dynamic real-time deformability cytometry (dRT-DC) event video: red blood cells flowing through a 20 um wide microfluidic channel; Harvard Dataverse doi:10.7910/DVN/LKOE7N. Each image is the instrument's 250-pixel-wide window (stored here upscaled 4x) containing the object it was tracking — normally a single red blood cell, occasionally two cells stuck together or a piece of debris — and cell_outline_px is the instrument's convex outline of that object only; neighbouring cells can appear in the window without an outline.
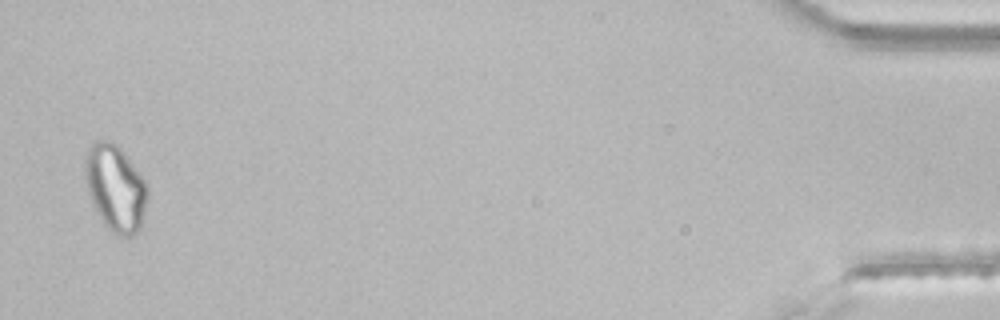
{"species": "common noctule bat (a hibernating species)", "species_latin": "Nyctalus noctula", "temperature_condition": "room temperature", "stored_images_in_passage": 33, "segment_of_instrument_passage": [2, 3], "camera_frame_rate_fps": 3000, "um_per_image_px": 0.085, "animal": {"sex": "male", "body_mass_g": 21.5, "forearm_length_mm": 52.0}, "frame": {"image": 1, "passage_image": 31, "time_ms": 10.0, "image_size_px": [1000, 320], "cell_outline_px": [[148, 200], [140, 228], [132, 236], [116, 236], [104, 224], [96, 212], [92, 204], [88, 192], [84, 176], [84, 160], [88, 148], [96, 140], [104, 140], [116, 144], [120, 148], [148, 184]], "centroid_in_image_um": [9.8, 15.99], "position_along_channel_um": 425.4, "area_um2": 31.67}}